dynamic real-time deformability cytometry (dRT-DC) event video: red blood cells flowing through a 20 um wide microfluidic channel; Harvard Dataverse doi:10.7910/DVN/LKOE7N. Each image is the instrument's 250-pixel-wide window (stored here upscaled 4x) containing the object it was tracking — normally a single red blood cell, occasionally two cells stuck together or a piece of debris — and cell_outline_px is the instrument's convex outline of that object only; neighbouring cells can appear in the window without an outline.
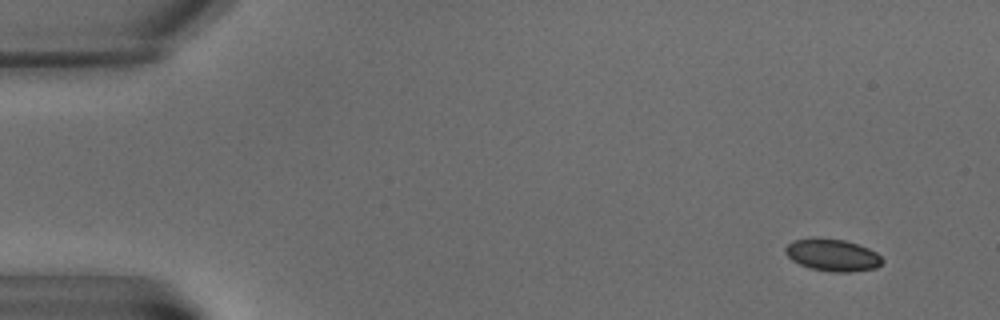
{"species": "common noctule bat (a hibernating species)", "species_latin": "Nyctalus noctula", "temperature_condition": "warm", "stored_images_in_passage": 7, "camera_frame_rate_fps": 3000, "um_per_image_px": 0.085, "animal": {"sex": "male", "body_mass_g": 15.6}, "frame": {"image": 1, "passage_image": 1, "time_ms": 0.0, "image_size_px": [1000, 320], "cell_outline_px": [[884, 260], [876, 268], [852, 272], [832, 272], [808, 268], [792, 260], [784, 252], [784, 248], [792, 240], [812, 236], [820, 236], [844, 240], [868, 248], [876, 252]], "centroid_in_image_um": [70.72, 21.66], "position_along_channel_um": 14.3, "area_um2": 18.55}}
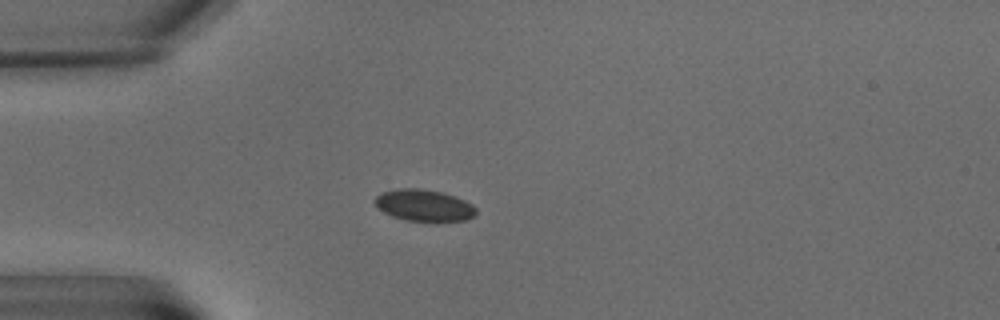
{"frame": {"image": 2, "passage_image": 5, "time_ms": 5.0, "image_size_px": [1000, 320], "cell_outline_px": [[476, 216], [468, 220], [404, 220], [392, 216], [376, 208], [372, 200], [380, 192], [400, 188], [416, 188], [440, 192], [456, 196], [472, 204], [476, 208]], "centroid_in_image_um": [36.0, 17.44], "position_along_channel_um": 49.0, "area_um2": 18.67}}